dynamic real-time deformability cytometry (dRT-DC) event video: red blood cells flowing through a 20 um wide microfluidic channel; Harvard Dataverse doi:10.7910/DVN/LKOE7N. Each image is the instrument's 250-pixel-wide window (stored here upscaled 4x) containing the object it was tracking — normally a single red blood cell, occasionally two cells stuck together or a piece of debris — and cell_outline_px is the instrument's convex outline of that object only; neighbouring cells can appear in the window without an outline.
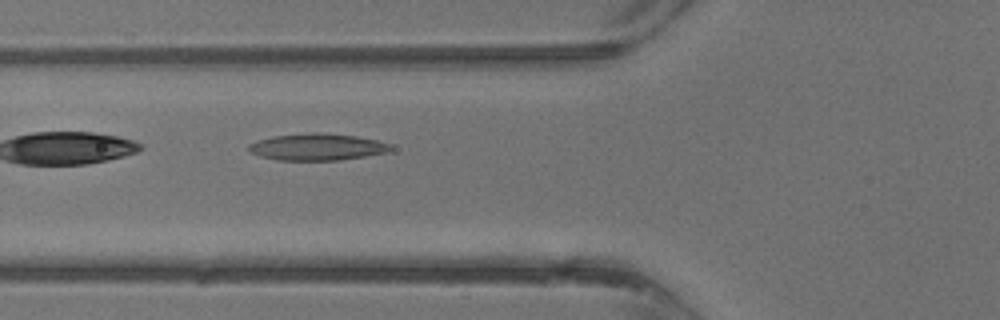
{"species": "common noctule bat (a hibernating species)", "species_latin": "Nyctalus noctula", "temperature_condition": "warm", "stored_images_in_passage": 24, "camera_frame_rate_fps": 3000, "um_per_image_px": 0.085, "animal": {"sex": "male", "body_mass_g": 13.3}, "frame": {"image": 1, "passage_image": 3, "time_ms": 0.667, "image_size_px": [1000, 320], "cell_outline_px": [[392, 148], [388, 152], [340, 160], [276, 160], [260, 156], [252, 152], [248, 148], [248, 144], [256, 140], [276, 136], [308, 132], [320, 132], [356, 136], [376, 140], [388, 144]], "centroid_in_image_um": [26.93, 12.49], "position_along_channel_um": 98.9, "area_um2": 22.02}}
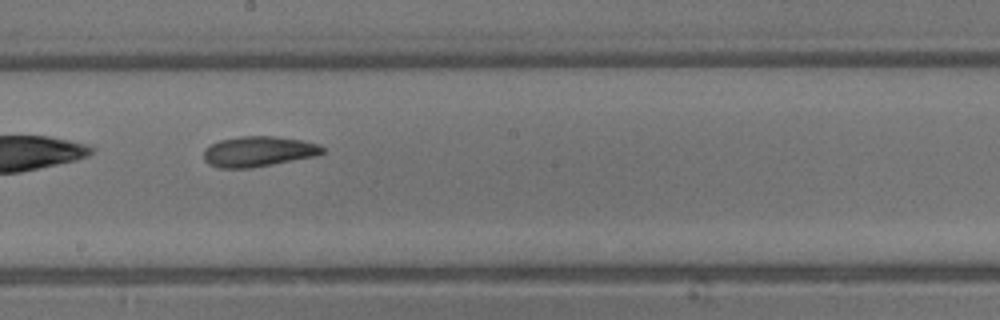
{"frame": {"image": 2, "passage_image": 10, "time_ms": 3.0, "image_size_px": [1000, 320], "cell_outline_px": [[324, 152], [316, 156], [252, 168], [220, 168], [208, 164], [204, 160], [204, 148], [208, 144], [220, 140], [240, 136], [276, 136], [300, 140], [320, 144], [324, 148]], "centroid_in_image_um": [21.94, 12.87], "position_along_channel_um": 226.3, "area_um2": 21.21}}
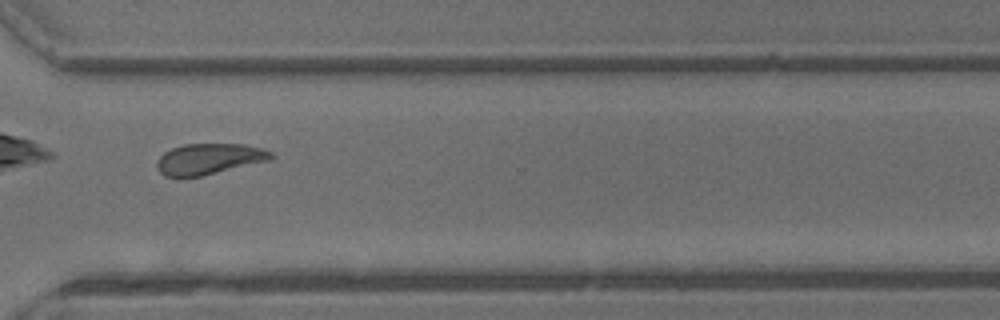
{"frame": {"image": 3, "passage_image": 17, "time_ms": 5.333, "image_size_px": [1000, 320], "cell_outline_px": [[276, 156], [272, 160], [200, 176], [164, 176], [156, 168], [156, 164], [160, 156], [164, 152], [172, 148], [184, 144], [244, 144], [264, 148], [272, 152]], "centroid_in_image_um": [17.82, 13.5], "position_along_channel_um": 352.8, "area_um2": 20.63}}